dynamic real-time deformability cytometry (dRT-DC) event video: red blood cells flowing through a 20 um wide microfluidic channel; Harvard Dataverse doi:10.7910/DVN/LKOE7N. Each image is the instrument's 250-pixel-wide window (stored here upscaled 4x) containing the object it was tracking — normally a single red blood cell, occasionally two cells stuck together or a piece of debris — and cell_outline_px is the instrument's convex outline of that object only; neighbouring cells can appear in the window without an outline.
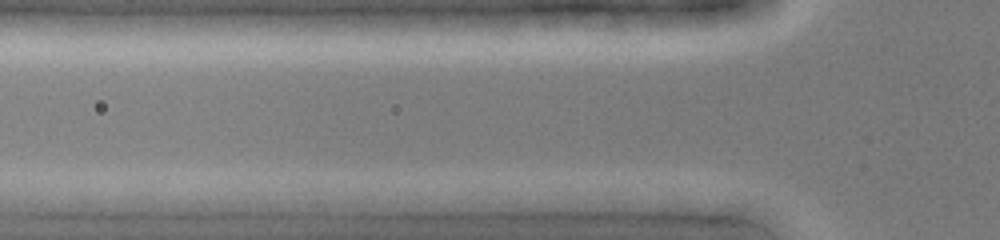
{"species": "common noctule bat (a hibernating species)", "species_latin": "Nyctalus noctula", "temperature_condition": "cold", "stored_images_in_passage": 2, "camera_frame_rate_fps": 3000, "um_per_image_px": 0.085, "animal": {"sex": "female", "body_mass_g": 19.0, "forearm_length_mm": 51.5}, "frame": {"image": 1, "passage_image": 2, "time_ms": 0.333, "image_size_px": [1000, 240], "cell_outline_px": [[616, 200], [608, 212], [576, 212], [388, 200], [456, 192], [604, 192]], "centroid_in_image_um": [44.67, 17.04], "position_along_channel_um": 81.1, "area_um2": 22.14}}